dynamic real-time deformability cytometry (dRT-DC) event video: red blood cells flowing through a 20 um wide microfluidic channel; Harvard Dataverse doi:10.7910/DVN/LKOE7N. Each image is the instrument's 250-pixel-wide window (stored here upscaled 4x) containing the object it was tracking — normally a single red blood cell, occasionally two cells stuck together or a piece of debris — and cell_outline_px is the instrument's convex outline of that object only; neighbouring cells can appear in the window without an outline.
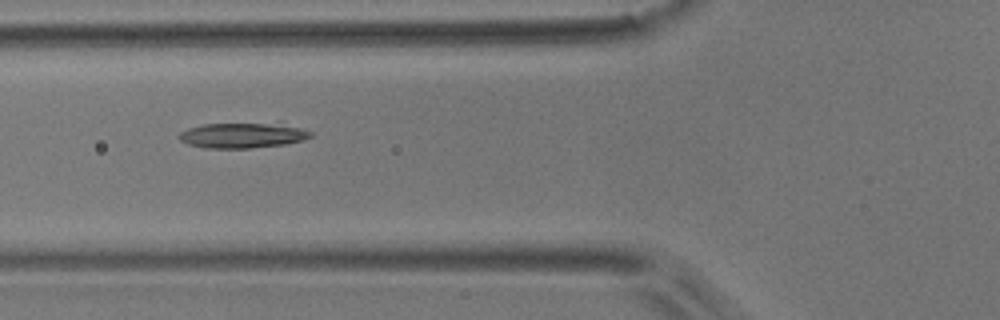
{"species": "common noctule bat (a hibernating species)", "species_latin": "Nyctalus noctula", "temperature_condition": "room temperature", "stored_images_in_passage": 6, "camera_frame_rate_fps": 3000, "um_per_image_px": 0.085, "animal": {"sex": "male", "body_mass_g": 17.9}, "frame": {"image": 1, "passage_image": 4, "time_ms": 5.333, "image_size_px": [1000, 320], "cell_outline_px": [[312, 136], [304, 140], [284, 144], [248, 148], [208, 148], [188, 144], [180, 140], [176, 136], [180, 132], [188, 128], [204, 124], [264, 124], [300, 128], [312, 132]], "centroid_in_image_um": [20.53, 11.53], "position_along_channel_um": 105.3, "area_um2": 18.79}}
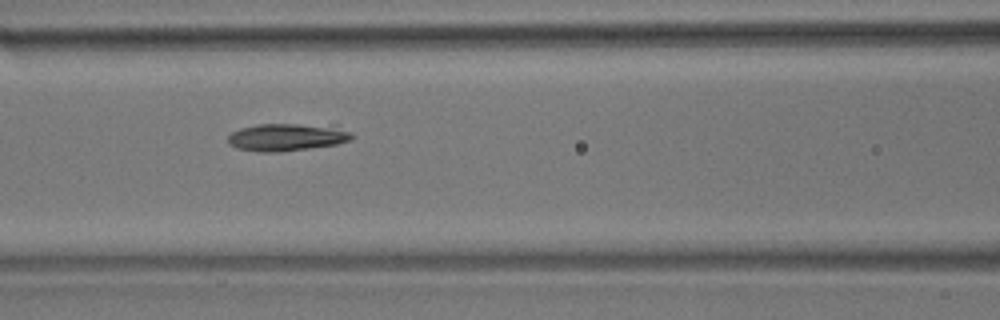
{"frame": {"image": 2, "passage_image": 5, "time_ms": 6.333, "image_size_px": [1000, 320], "cell_outline_px": [[356, 136], [352, 140], [336, 144], [308, 148], [272, 152], [260, 152], [236, 148], [228, 144], [228, 136], [232, 132], [240, 128], [256, 124], [336, 124], [352, 132]], "centroid_in_image_um": [24.47, 11.63], "position_along_channel_um": 142.1, "area_um2": 20.29}}
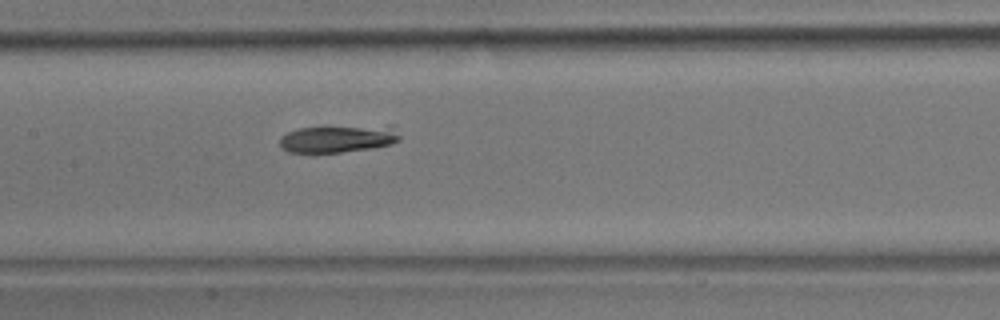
{"frame": {"image": 3, "passage_image": 6, "time_ms": 7.333, "image_size_px": [1000, 320], "cell_outline_px": [[400, 140], [392, 144], [376, 148], [340, 152], [288, 152], [280, 148], [280, 136], [288, 132], [300, 128], [324, 124], [392, 124], [400, 136]], "centroid_in_image_um": [28.81, 11.72], "position_along_channel_um": 178.6, "area_um2": 20.58}}